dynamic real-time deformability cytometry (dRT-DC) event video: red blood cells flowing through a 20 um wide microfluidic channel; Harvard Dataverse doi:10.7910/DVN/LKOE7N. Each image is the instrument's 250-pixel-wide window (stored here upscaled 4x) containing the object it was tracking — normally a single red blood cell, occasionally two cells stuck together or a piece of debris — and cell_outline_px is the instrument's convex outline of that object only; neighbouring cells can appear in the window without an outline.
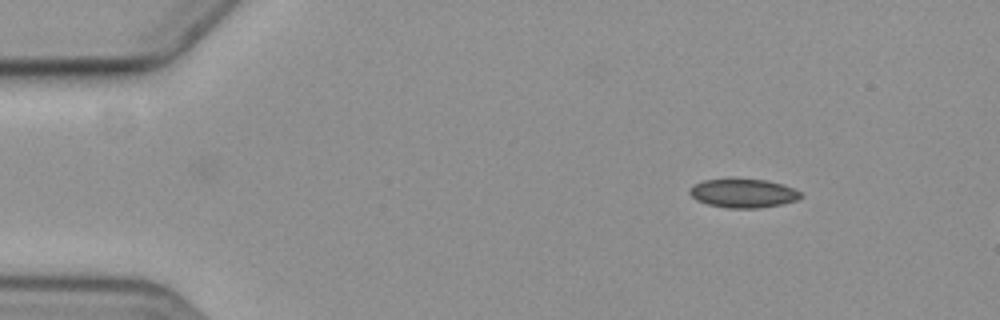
{"species": "common noctule bat (a hibernating species)", "species_latin": "Nyctalus noctula", "temperature_condition": "cold", "stored_images_in_passage": 3, "camera_frame_rate_fps": 3000, "um_per_image_px": 0.085, "animal": {"sex": "female", "body_mass_g": 19.3, "forearm_length_mm": 54.1}, "frame": {"image": 1, "passage_image": 1, "time_ms": 0.0, "image_size_px": [1000, 320], "cell_outline_px": [[804, 196], [796, 200], [780, 204], [756, 208], [728, 208], [708, 204], [696, 200], [688, 192], [696, 184], [704, 180], [768, 180], [792, 188], [800, 192]], "centroid_in_image_um": [63.19, 16.44], "position_along_channel_um": 21.8, "area_um2": 18.09}}